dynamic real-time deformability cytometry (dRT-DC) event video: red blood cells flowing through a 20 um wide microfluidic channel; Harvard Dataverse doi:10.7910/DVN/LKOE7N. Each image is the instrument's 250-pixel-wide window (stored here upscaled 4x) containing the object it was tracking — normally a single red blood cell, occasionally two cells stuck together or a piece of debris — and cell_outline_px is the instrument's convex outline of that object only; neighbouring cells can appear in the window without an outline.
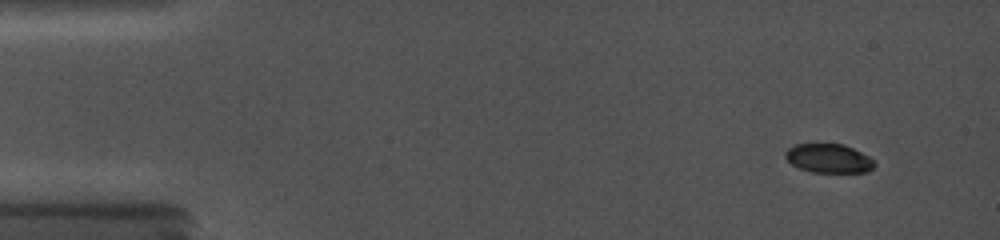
{"species": "common noctule bat (a hibernating species)", "species_latin": "Nyctalus noctula", "temperature_condition": "cold", "stored_images_in_passage": 7, "camera_frame_rate_fps": 5000, "um_per_image_px": 0.085, "animal": {"sex": "female", "body_mass_g": 19.0, "forearm_length_mm": 56.7}, "frame": {"image": 1, "passage_image": 1, "time_ms": 0.0, "image_size_px": [1000, 240], "cell_outline_px": [[876, 164], [868, 172], [812, 172], [800, 168], [792, 164], [784, 156], [784, 152], [788, 148], [796, 144], [844, 144], [868, 156]], "centroid_in_image_um": [70.42, 13.46], "position_along_channel_um": 14.6, "area_um2": 14.91}}
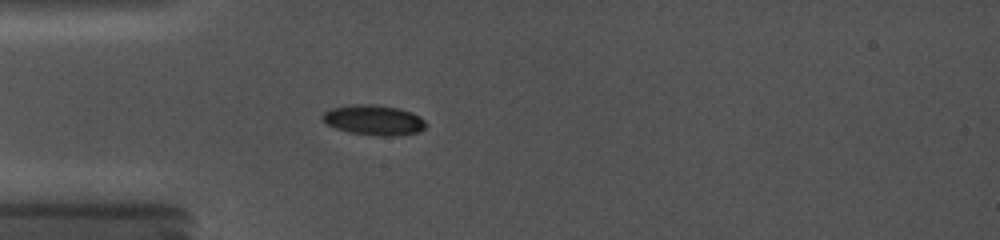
{"frame": {"image": 2, "passage_image": 5, "time_ms": 3.8, "image_size_px": [1000, 240], "cell_outline_px": [[428, 124], [420, 132], [400, 136], [372, 136], [348, 132], [324, 124], [320, 120], [320, 116], [328, 108], [344, 104], [380, 104], [400, 108], [412, 112], [420, 116]], "centroid_in_image_um": [31.73, 10.19], "position_along_channel_um": 53.3, "area_um2": 19.07}}